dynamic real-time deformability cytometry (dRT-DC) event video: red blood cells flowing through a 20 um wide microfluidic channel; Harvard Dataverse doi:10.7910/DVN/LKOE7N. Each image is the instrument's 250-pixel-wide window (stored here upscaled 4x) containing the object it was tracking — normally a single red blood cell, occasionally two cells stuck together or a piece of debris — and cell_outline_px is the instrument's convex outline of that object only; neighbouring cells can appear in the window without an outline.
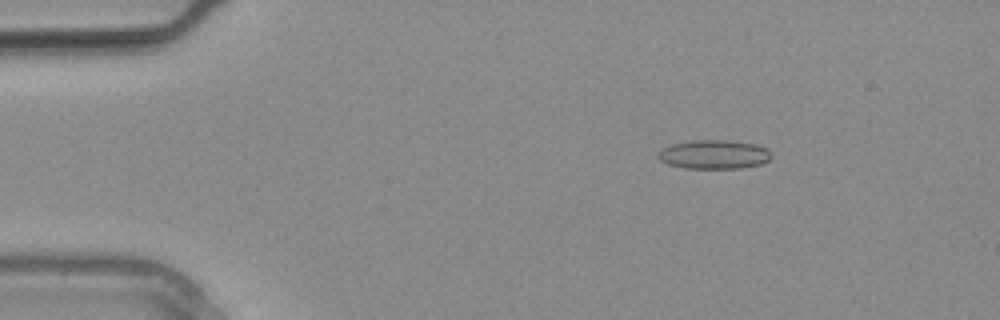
{"species": "common noctule bat (a hibernating species)", "species_latin": "Nyctalus noctula", "temperature_condition": "warm", "stored_images_in_passage": 4, "camera_frame_rate_fps": 3000, "um_per_image_px": 0.085, "animal": {"sex": "male", "body_mass_g": 20.4}, "frame": {"image": 1, "passage_image": 2, "time_ms": 0.333, "image_size_px": [1000, 320], "cell_outline_px": [[772, 156], [768, 160], [760, 164], [740, 168], [684, 168], [668, 164], [660, 160], [656, 156], [656, 152], [672, 144], [692, 140], [728, 140], [756, 144], [768, 148], [772, 152]], "centroid_in_image_um": [60.69, 13.12], "position_along_channel_um": 24.3, "area_um2": 19.25}}